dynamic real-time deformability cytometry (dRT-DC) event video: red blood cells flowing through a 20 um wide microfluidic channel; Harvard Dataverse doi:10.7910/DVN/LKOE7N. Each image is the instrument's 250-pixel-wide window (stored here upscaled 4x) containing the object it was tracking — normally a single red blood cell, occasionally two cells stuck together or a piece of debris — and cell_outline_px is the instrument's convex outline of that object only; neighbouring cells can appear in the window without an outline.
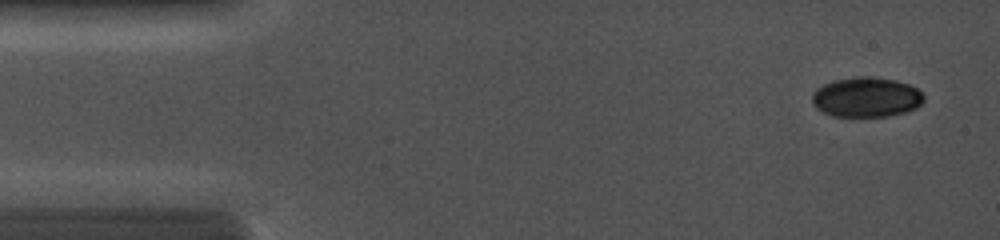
{"species": "common noctule bat (a hibernating species)", "species_latin": "Nyctalus noctula", "temperature_condition": "cold", "stored_images_in_passage": 6, "camera_frame_rate_fps": 5000, "um_per_image_px": 0.085, "animal": {"sex": "female", "body_mass_g": 19.0, "forearm_length_mm": 56.7}, "frame": {"image": 1, "passage_image": 2, "time_ms": 0.6, "image_size_px": [1000, 240], "cell_outline_px": [[924, 100], [916, 108], [908, 112], [888, 116], [832, 116], [816, 108], [812, 100], [812, 92], [816, 88], [832, 80], [856, 76], [868, 76], [896, 80], [908, 84], [916, 88], [924, 96]], "centroid_in_image_um": [73.63, 8.25], "position_along_channel_um": 11.4, "area_um2": 26.13}}